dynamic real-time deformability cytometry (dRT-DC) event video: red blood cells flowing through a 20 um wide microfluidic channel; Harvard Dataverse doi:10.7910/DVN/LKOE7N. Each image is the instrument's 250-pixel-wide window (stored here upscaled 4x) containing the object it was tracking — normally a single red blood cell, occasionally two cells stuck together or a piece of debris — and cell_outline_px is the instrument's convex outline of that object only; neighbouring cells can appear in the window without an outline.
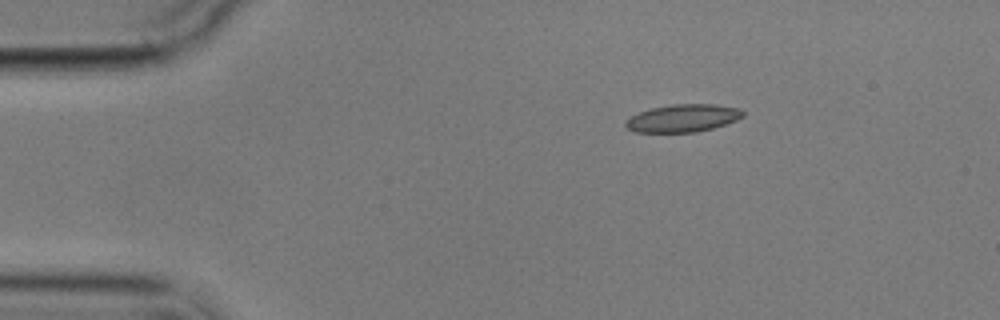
{"species": "common noctule bat (a hibernating species)", "species_latin": "Nyctalus noctula", "temperature_condition": "cold", "stored_images_in_passage": 4, "camera_frame_rate_fps": 3000, "um_per_image_px": 0.085, "animal": {"sex": "male", "body_mass_g": 17.9}, "frame": {"image": 1, "passage_image": 2, "time_ms": 2.0, "image_size_px": [1000, 320], "cell_outline_px": [[744, 116], [736, 120], [712, 128], [696, 132], [636, 132], [628, 128], [624, 124], [624, 120], [640, 112], [652, 108], [672, 104], [716, 104], [740, 108], [744, 112]], "centroid_in_image_um": [58.06, 10.03], "position_along_channel_um": 26.9, "area_um2": 18.84}}